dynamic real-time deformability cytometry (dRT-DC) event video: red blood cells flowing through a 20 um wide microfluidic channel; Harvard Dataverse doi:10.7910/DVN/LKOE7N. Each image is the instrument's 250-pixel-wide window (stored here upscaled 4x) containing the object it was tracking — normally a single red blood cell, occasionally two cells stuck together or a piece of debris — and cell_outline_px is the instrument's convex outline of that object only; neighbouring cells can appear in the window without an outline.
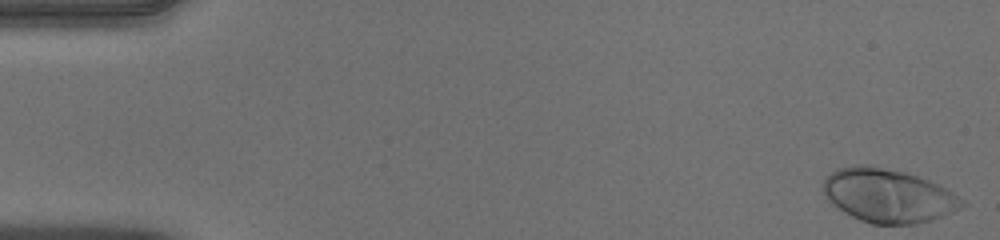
{"species": "human", "species_latin": "Homo sapiens", "temperature_condition": "warm", "stored_images_in_passage": 51, "camera_frame_rate_fps": 3000, "um_per_image_px": 0.085, "donor": {"sex": "male"}, "frame": {"image": 1, "passage_image": 1, "time_ms": 0.0, "image_size_px": [1000, 240], "cell_outline_px": [[968, 204], [952, 212], [916, 224], [872, 224], [860, 220], [844, 212], [832, 204], [828, 200], [824, 192], [824, 180], [836, 168], [856, 164], [864, 164], [904, 172], [916, 176], [936, 184], [952, 192], [964, 200]], "centroid_in_image_um": [75.47, 16.63], "position_along_channel_um": 9.5, "area_um2": 42.95}}
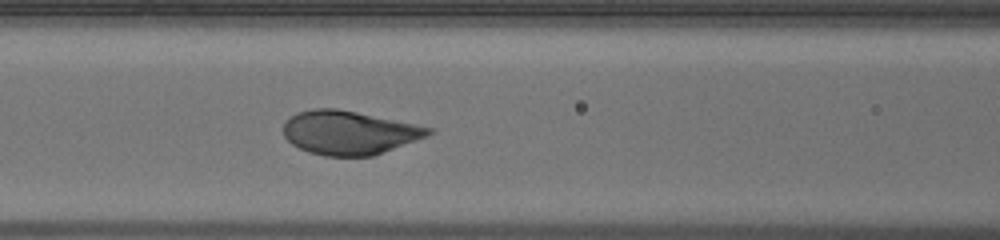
{"frame": {"image": 2, "passage_image": 22, "time_ms": 7.0, "image_size_px": [1000, 240], "cell_outline_px": [[436, 128], [428, 136], [372, 156], [324, 156], [308, 152], [292, 144], [284, 136], [284, 120], [288, 116], [296, 112], [312, 108], [336, 108]], "centroid_in_image_um": [29.65, 11.26], "position_along_channel_um": 137.0, "area_um2": 37.11}}
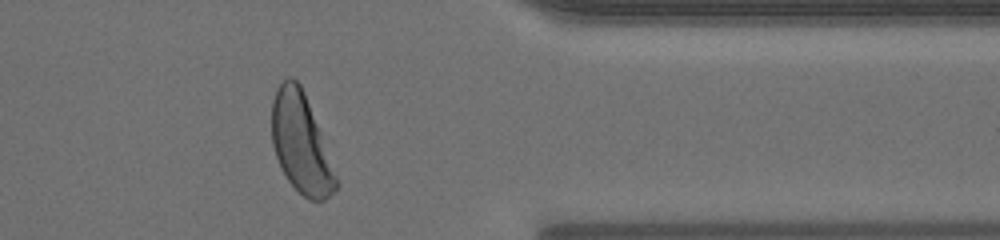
{"frame": {"image": 3, "passage_image": 42, "time_ms": 13.667, "image_size_px": [1000, 240], "cell_outline_px": [[340, 184], [324, 200], [308, 200], [288, 180], [276, 156], [272, 144], [272, 100], [276, 88], [288, 76], [292, 76], [300, 84], [304, 92], [320, 132]], "centroid_in_image_um": [25.57, 12.16], "position_along_channel_um": 385.8, "area_um2": 36.7}, "authors_computed_cell_mechanics": {"area_um2": 38.4948, "velocity_mm_per_s": 3.9371, "shape_relaxation_time_tau1_ms": 1.89, "shape_relaxation_time_tau2_ms": null, "deformation_change_tau1": 0.1563, "deformation_change_tau2": null}}